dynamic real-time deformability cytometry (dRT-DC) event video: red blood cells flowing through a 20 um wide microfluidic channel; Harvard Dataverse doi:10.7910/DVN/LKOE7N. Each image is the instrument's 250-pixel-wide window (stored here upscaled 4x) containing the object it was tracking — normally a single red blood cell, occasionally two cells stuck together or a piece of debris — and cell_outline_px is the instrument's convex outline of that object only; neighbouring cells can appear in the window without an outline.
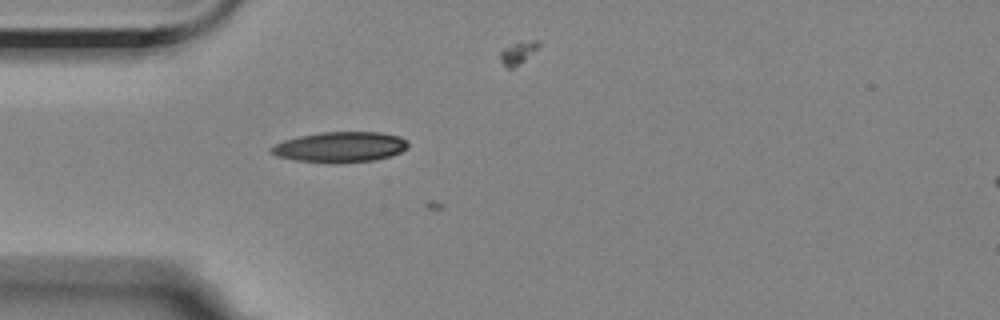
{"species": "Egyptian fruit bat (a non-hibernating species)", "species_latin": "Rousettus aegyptiacus", "temperature_condition": "room temperature", "stored_images_in_passage": 4, "camera_frame_rate_fps": 3000, "um_per_image_px": 0.085, "animal": {"sex": "female"}, "frame": {"image": 1, "passage_image": 3, "time_ms": 0.667, "image_size_px": [1000, 320], "cell_outline_px": [[408, 148], [400, 152], [376, 160], [336, 164], [328, 164], [296, 160], [276, 156], [268, 152], [268, 148], [284, 140], [300, 136], [320, 132], [380, 132], [400, 136], [408, 144]], "centroid_in_image_um": [28.87, 12.51], "position_along_channel_um": 56.1, "area_um2": 24.57}}